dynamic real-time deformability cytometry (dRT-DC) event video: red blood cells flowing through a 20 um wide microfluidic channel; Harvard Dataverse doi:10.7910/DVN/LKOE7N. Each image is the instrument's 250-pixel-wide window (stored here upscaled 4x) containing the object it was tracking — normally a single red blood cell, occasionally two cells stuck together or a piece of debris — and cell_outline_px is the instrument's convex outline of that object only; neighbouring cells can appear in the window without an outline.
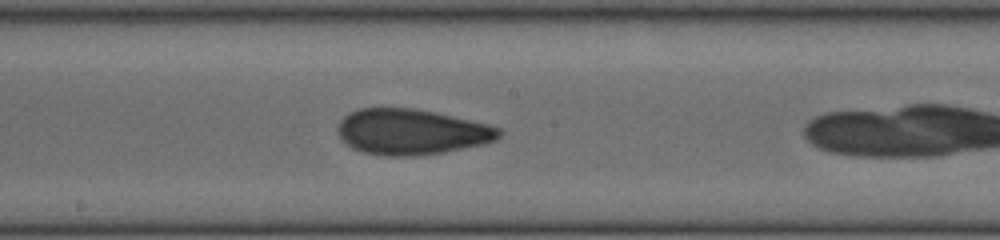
{"species": "human", "species_latin": "Homo sapiens", "temperature_condition": "cold", "stored_images_in_passage": 21, "camera_frame_rate_fps": 3000, "um_per_image_px": 0.085, "donor": {"sex": "female"}, "frame": {"image": 1, "passage_image": 9, "time_ms": 2.667, "image_size_px": [1000, 240], "cell_outline_px": [[504, 132], [496, 140], [484, 144], [444, 152], [416, 156], [384, 156], [364, 152], [352, 148], [340, 140], [336, 132], [336, 128], [340, 120], [348, 112], [360, 108], [416, 108], [436, 112], [488, 124], [500, 128]], "centroid_in_image_um": [34.95, 11.21], "position_along_channel_um": 213.3, "area_um2": 43.41}}
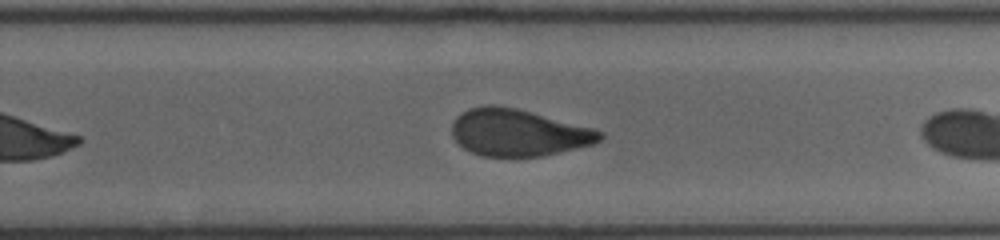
{"frame": {"image": 2, "passage_image": 14, "time_ms": 4.333, "image_size_px": [1000, 240], "cell_outline_px": [[604, 136], [600, 140], [592, 144], [540, 156], [480, 156], [464, 148], [452, 136], [452, 124], [456, 116], [468, 108], [484, 104], [496, 104], [516, 108], [592, 128], [604, 132]], "centroid_in_image_um": [44.0, 11.25], "position_along_channel_um": 285.8, "area_um2": 40.23}}
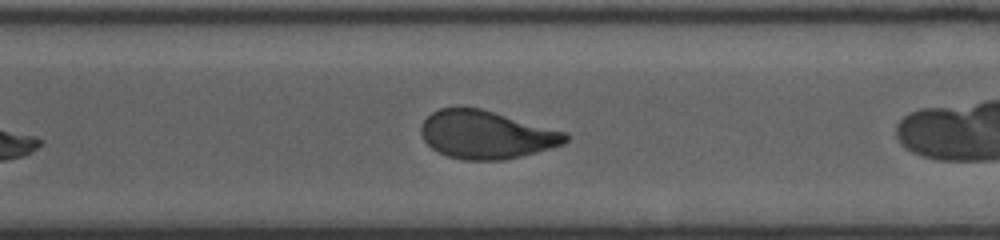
{"frame": {"image": 3, "passage_image": 17, "time_ms": 5.333, "image_size_px": [1000, 240], "cell_outline_px": [[568, 140], [564, 144], [536, 152], [520, 156], [500, 160], [464, 160], [448, 156], [432, 148], [424, 140], [420, 132], [420, 124], [432, 112], [440, 108], [480, 108], [568, 132]], "centroid_in_image_um": [41.34, 11.45], "position_along_channel_um": 329.3, "area_um2": 40.29}}